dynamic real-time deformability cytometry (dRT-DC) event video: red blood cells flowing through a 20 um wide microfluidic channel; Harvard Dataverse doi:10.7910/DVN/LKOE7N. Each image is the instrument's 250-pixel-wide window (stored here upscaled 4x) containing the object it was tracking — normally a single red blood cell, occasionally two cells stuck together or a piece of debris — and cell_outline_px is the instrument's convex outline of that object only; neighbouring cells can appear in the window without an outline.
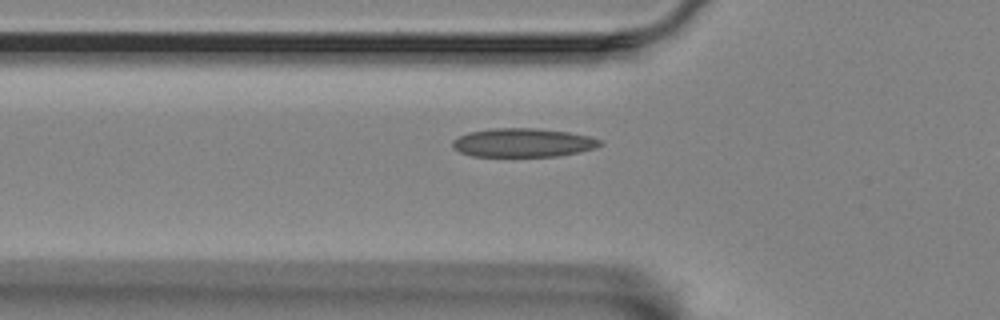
{"species": "Egyptian fruit bat (a non-hibernating species)", "species_latin": "Rousettus aegyptiacus", "temperature_condition": "room temperature", "stored_images_in_passage": 30, "camera_frame_rate_fps": 3000, "um_per_image_px": 0.085, "animal": {"sex": "female"}, "frame": {"image": 1, "passage_image": 11, "time_ms": 3.333, "image_size_px": [1000, 320], "cell_outline_px": [[604, 144], [596, 148], [580, 152], [560, 156], [472, 156], [460, 152], [452, 148], [452, 140], [468, 132], [492, 128], [536, 128], [568, 132], [588, 136], [600, 140]], "centroid_in_image_um": [44.45, 12.13], "position_along_channel_um": 81.3, "area_um2": 24.8}}
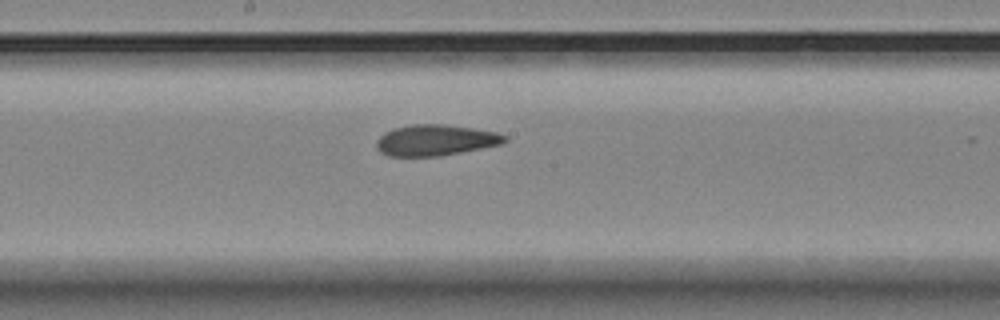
{"frame": {"image": 2, "passage_image": 22, "time_ms": 7.0, "image_size_px": [1000, 320], "cell_outline_px": [[508, 140], [504, 144], [440, 156], [388, 156], [380, 152], [376, 148], [376, 140], [384, 132], [396, 128], [412, 124], [444, 124], [472, 128], [496, 132], [508, 136]], "centroid_in_image_um": [37.04, 11.92], "position_along_channel_um": 211.2, "area_um2": 23.29}}
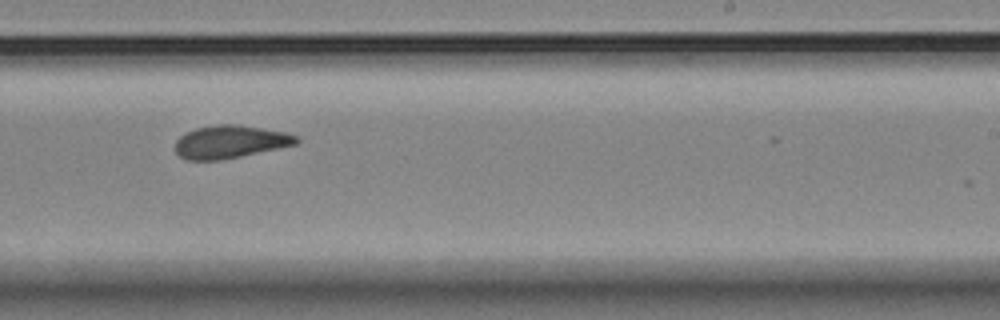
{"frame": {"image": 3, "passage_image": 27, "time_ms": 8.667, "image_size_px": [1000, 320], "cell_outline_px": [[300, 140], [296, 144], [240, 156], [220, 160], [184, 160], [176, 152], [176, 140], [180, 136], [196, 128], [216, 124], [236, 124], [264, 128], [284, 132], [300, 136]], "centroid_in_image_um": [19.57, 12.05], "position_along_channel_um": 269.4, "area_um2": 23.12}}